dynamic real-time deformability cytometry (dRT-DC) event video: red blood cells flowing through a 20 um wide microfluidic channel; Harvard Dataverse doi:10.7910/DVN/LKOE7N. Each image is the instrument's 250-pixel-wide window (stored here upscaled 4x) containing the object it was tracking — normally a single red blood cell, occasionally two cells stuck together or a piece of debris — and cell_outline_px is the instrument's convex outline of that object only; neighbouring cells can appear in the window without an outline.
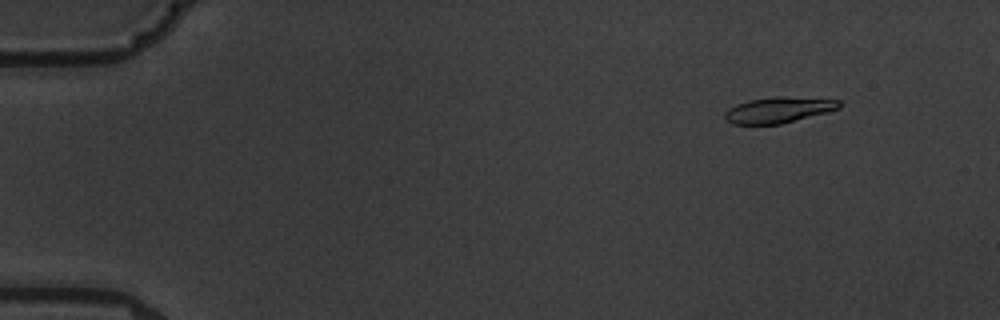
{"species": "common noctule bat (a hibernating species)", "species_latin": "Nyctalus noctula", "temperature_condition": "warm", "stored_images_in_passage": 9, "camera_frame_rate_fps": 3000, "um_per_image_px": 0.085, "animal": {"sex": "male", "body_mass_g": 19.5, "forearm_length_mm": 54.6}, "frame": {"image": 1, "passage_image": 2, "time_ms": 1.333, "image_size_px": [1000, 320], "cell_outline_px": [[840, 108], [828, 112], [780, 124], [732, 124], [724, 120], [724, 112], [728, 108], [736, 104], [748, 100], [772, 96], [780, 96], [840, 100]], "centroid_in_image_um": [66.12, 9.34], "position_along_channel_um": 18.9, "area_um2": 17.34}}
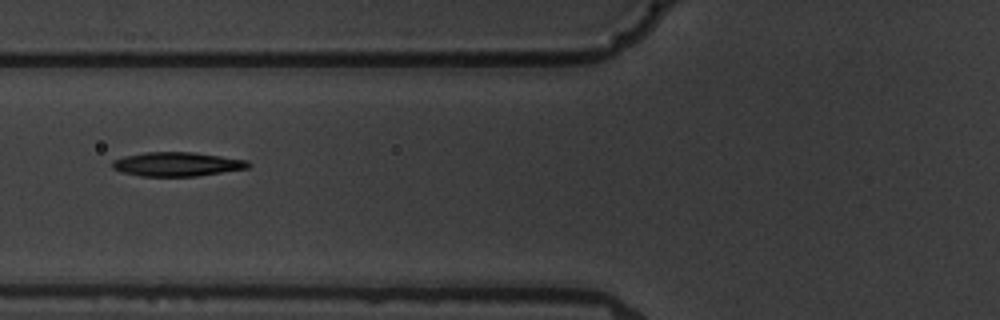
{"frame": {"image": 2, "passage_image": 7, "time_ms": 7.0, "image_size_px": [1000, 320], "cell_outline_px": [[252, 164], [248, 168], [196, 176], [140, 176], [120, 172], [112, 168], [112, 160], [124, 156], [144, 152], [192, 152], [248, 160]], "centroid_in_image_um": [15.02, 13.95], "position_along_channel_um": 110.8, "area_um2": 19.13}}
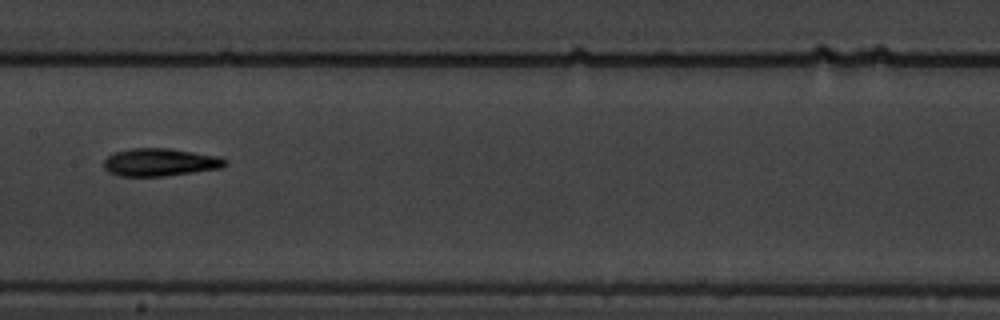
{"frame": {"image": 3, "passage_image": 9, "time_ms": 9.333, "image_size_px": [1000, 320], "cell_outline_px": [[228, 164], [224, 168], [164, 176], [120, 176], [108, 172], [104, 168], [104, 160], [112, 152], [132, 148], [168, 148], [220, 156], [228, 160]], "centroid_in_image_um": [13.63, 13.79], "position_along_channel_um": 193.8, "area_um2": 19.88}}